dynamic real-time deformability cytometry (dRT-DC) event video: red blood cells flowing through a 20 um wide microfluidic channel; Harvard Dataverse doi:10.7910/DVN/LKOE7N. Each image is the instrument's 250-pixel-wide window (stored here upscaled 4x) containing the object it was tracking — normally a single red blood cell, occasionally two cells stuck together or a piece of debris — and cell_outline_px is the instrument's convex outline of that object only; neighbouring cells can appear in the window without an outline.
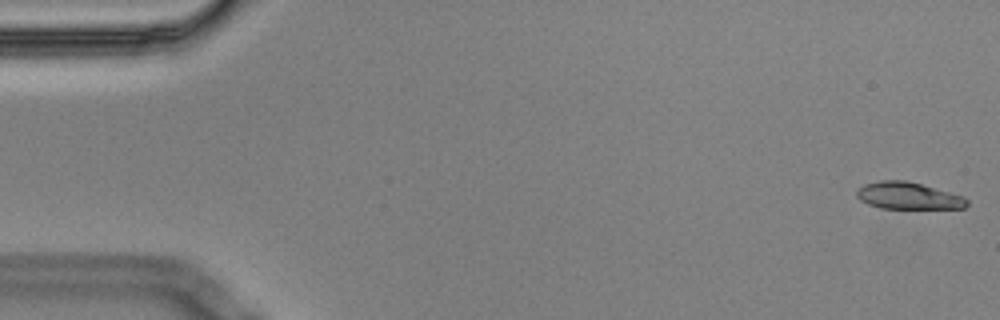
{"species": "Egyptian fruit bat (a non-hibernating species)", "species_latin": "Rousettus aegyptiacus", "temperature_condition": "cold", "stored_images_in_passage": 9, "camera_frame_rate_fps": 3000, "um_per_image_px": 0.085, "animal": {"sex": "male"}, "frame": {"image": 1, "passage_image": 1, "time_ms": 0.0, "image_size_px": [1000, 320], "cell_outline_px": [[968, 204], [964, 208], [880, 208], [868, 204], [860, 200], [856, 196], [856, 192], [864, 184], [880, 180], [904, 180], [920, 184], [964, 196], [968, 200]], "centroid_in_image_um": [77.18, 16.64], "position_along_channel_um": 7.8, "area_um2": 17.17}}
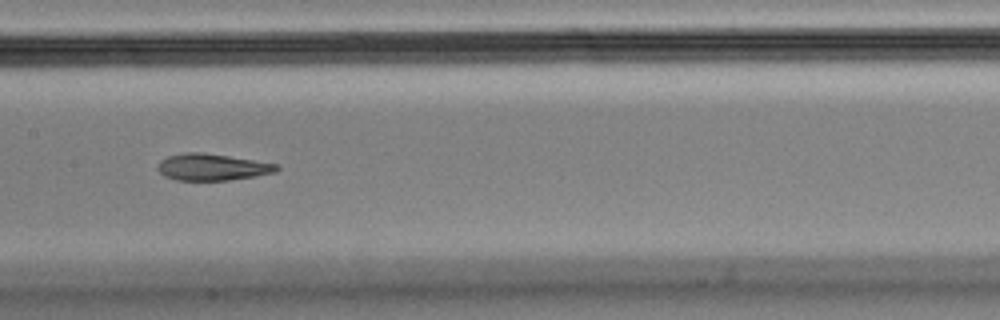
{"frame": {"image": 2, "passage_image": 8, "time_ms": 2.333, "image_size_px": [1000, 320], "cell_outline_px": [[280, 168], [276, 172], [256, 176], [228, 180], [176, 180], [164, 176], [156, 168], [156, 164], [160, 160], [168, 156], [184, 152], [200, 152], [228, 156], [280, 164]], "centroid_in_image_um": [18.02, 14.2], "position_along_channel_um": 189.4, "area_um2": 18.61}}
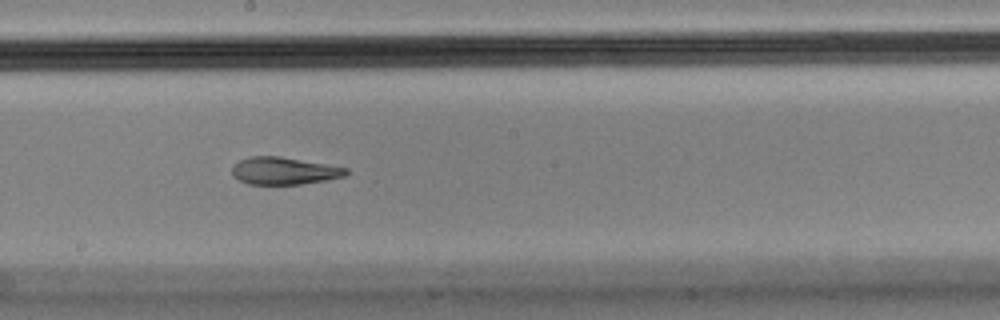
{"frame": {"image": 3, "passage_image": 9, "time_ms": 2.667, "image_size_px": [1000, 320], "cell_outline_px": [[348, 172], [344, 176], [328, 180], [300, 184], [248, 184], [232, 176], [232, 168], [240, 160], [252, 156], [280, 156], [348, 168]], "centroid_in_image_um": [24.15, 14.52], "position_along_channel_um": 224.1, "area_um2": 18.03}}